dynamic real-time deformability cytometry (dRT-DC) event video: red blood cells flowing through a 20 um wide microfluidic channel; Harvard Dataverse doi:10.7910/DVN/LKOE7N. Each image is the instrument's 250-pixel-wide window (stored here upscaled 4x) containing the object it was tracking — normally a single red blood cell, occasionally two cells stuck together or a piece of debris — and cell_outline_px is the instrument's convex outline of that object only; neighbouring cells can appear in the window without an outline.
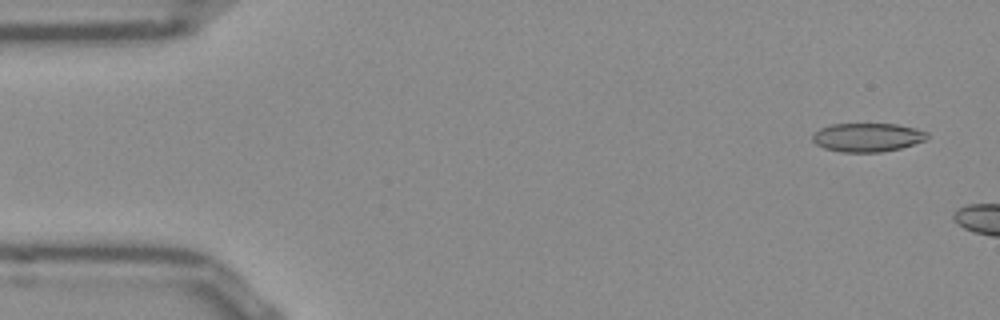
{"species": "Egyptian fruit bat (a non-hibernating species)", "species_latin": "Rousettus aegyptiacus", "temperature_condition": "room temperature", "stored_images_in_passage": 7, "camera_frame_rate_fps": 3000, "um_per_image_px": 0.085, "frame": {"image": 1, "passage_image": 3, "time_ms": 0.667, "image_size_px": [1000, 320], "cell_outline_px": [[928, 136], [924, 140], [900, 148], [880, 152], [840, 152], [824, 148], [816, 144], [812, 140], [812, 136], [820, 128], [832, 124], [896, 124], [928, 132]], "centroid_in_image_um": [73.69, 11.68], "position_along_channel_um": 11.3, "area_um2": 18.96}}